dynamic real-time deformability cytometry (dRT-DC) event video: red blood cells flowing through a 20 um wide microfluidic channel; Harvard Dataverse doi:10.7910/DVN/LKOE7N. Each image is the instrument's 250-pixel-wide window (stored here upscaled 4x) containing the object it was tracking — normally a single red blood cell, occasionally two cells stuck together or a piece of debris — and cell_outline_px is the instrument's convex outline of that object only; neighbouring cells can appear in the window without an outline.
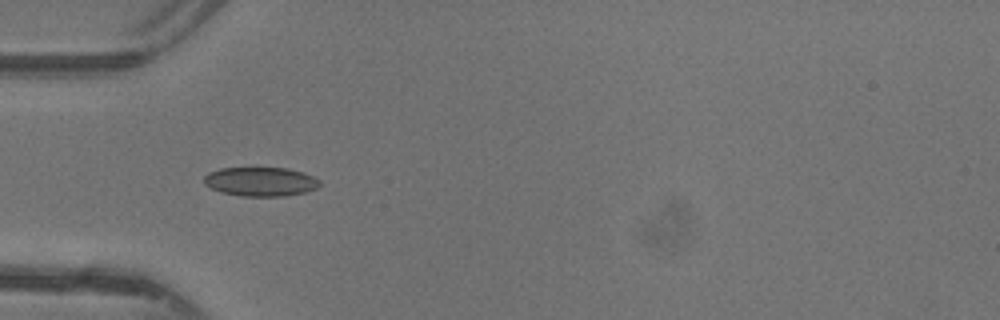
{"species": "common noctule bat (a hibernating species)", "species_latin": "Nyctalus noctula", "temperature_condition": "warm", "stored_images_in_passage": 33, "camera_frame_rate_fps": 3000, "um_per_image_px": 0.085, "animal": {"sex": "female"}, "frame": {"image": 1, "passage_image": 1, "time_ms": 0.0, "image_size_px": [1000, 320], "cell_outline_px": [[320, 184], [316, 188], [304, 192], [284, 196], [240, 196], [220, 192], [204, 184], [204, 176], [208, 172], [220, 168], [288, 168], [304, 172], [320, 180]], "centroid_in_image_um": [22.13, 15.43], "position_along_channel_um": 62.9, "area_um2": 19.65}}
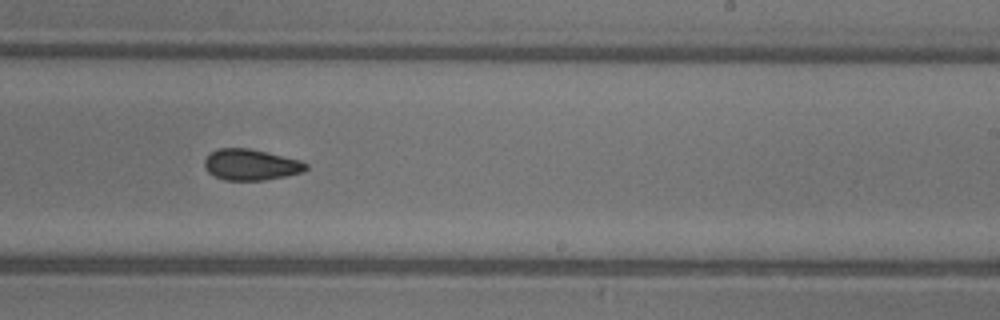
{"frame": {"image": 2, "passage_image": 15, "time_ms": 4.667, "image_size_px": [1000, 320], "cell_outline_px": [[308, 168], [304, 172], [288, 176], [264, 180], [224, 180], [208, 172], [204, 164], [204, 160], [212, 152], [220, 148], [248, 148], [268, 152], [300, 160], [308, 164]], "centroid_in_image_um": [21.37, 14.0], "position_along_channel_um": 267.6, "area_um2": 18.38}}
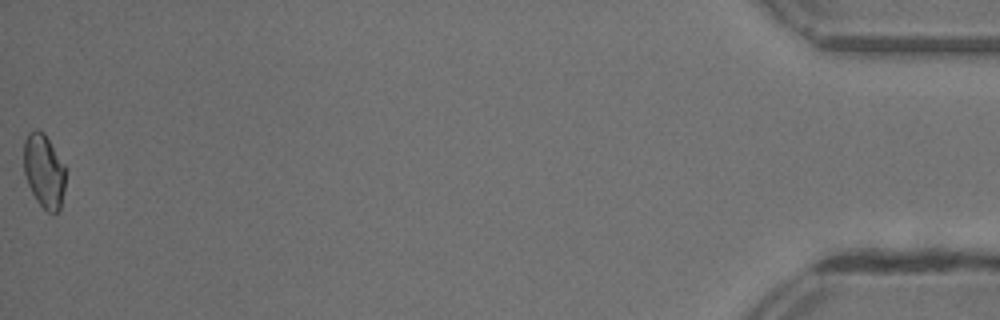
{"frame": {"image": 3, "passage_image": 33, "time_ms": 10.667, "image_size_px": [1000, 320], "cell_outline_px": [[64, 188], [60, 208], [56, 212], [48, 212], [36, 200], [28, 184], [24, 172], [24, 140], [28, 132], [36, 128], [44, 132], [64, 164]], "centroid_in_image_um": [3.72, 14.49], "position_along_channel_um": 431.5, "area_um2": 17.8}, "authors_computed_cell_mechanics": {"area_um2": 18.3804, "velocity_mm_per_s": 4.4205, "shape_relaxation_time_tau1_ms": 6.0376, "shape_relaxation_time_tau2_ms": 3.7209, "deformation_change_tau1": 0.1067, "deformation_change_tau2": 0.0784}}